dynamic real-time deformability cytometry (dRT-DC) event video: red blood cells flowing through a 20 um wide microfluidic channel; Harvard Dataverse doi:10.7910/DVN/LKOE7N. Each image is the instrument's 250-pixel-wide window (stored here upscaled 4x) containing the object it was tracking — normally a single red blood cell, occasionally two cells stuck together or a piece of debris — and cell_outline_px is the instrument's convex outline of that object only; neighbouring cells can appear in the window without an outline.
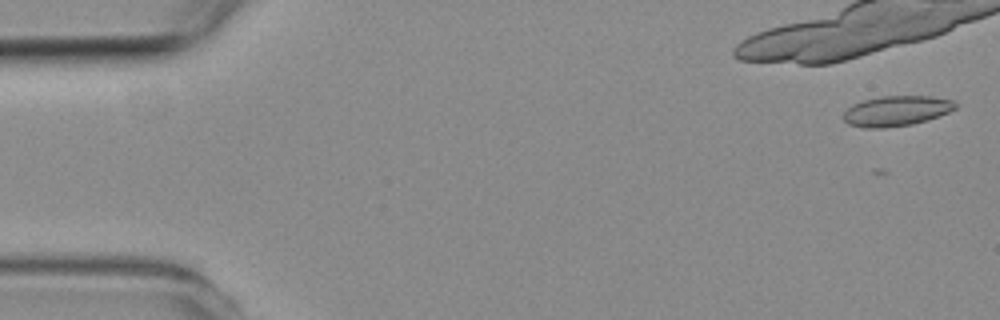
{"species": "common noctule bat (a hibernating species)", "species_latin": "Nyctalus noctula", "temperature_condition": "room temperature", "stored_images_in_passage": 6, "camera_frame_rate_fps": 3000, "um_per_image_px": 0.085, "animal": {"sex": "female", "body_mass_g": 19.3, "forearm_length_mm": 54.1}, "frame": {"image": 1, "passage_image": 1, "time_ms": 0.0, "image_size_px": [1000, 320], "cell_outline_px": [[956, 108], [948, 112], [928, 120], [912, 124], [884, 128], [864, 128], [848, 124], [844, 120], [844, 112], [852, 104], [864, 100], [880, 96], [932, 96], [952, 100], [956, 104]], "centroid_in_image_um": [76.18, 9.43], "position_along_channel_um": 8.8, "area_um2": 19.71}}